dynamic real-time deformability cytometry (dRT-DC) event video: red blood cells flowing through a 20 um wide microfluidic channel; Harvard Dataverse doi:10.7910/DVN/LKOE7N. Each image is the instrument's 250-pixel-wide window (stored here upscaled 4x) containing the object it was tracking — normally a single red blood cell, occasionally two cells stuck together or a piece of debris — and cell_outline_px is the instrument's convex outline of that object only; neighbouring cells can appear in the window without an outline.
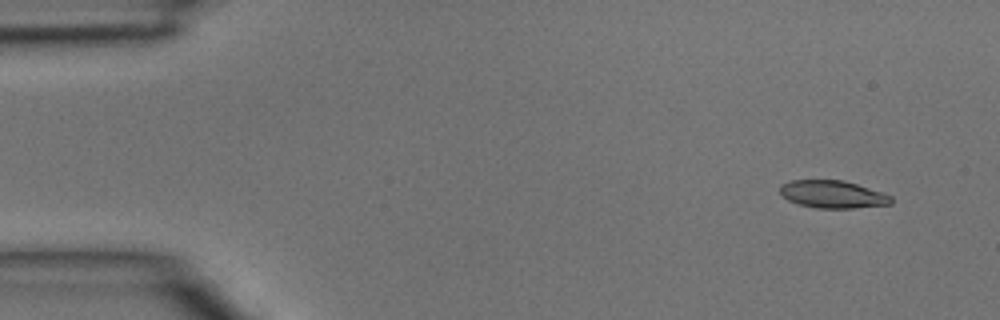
{"species": "common noctule bat (a hibernating species)", "species_latin": "Nyctalus noctula", "temperature_condition": "room temperature", "stored_images_in_passage": 4, "camera_frame_rate_fps": 3000, "um_per_image_px": 0.085, "animal": {"sex": "male", "body_mass_g": 15.6}, "frame": {"image": 1, "passage_image": 1, "time_ms": 0.0, "image_size_px": [1000, 320], "cell_outline_px": [[892, 204], [852, 208], [816, 208], [796, 204], [788, 200], [780, 192], [780, 184], [792, 180], [844, 180], [892, 196]], "centroid_in_image_um": [70.75, 16.52], "position_along_channel_um": 14.3, "area_um2": 17.8}}